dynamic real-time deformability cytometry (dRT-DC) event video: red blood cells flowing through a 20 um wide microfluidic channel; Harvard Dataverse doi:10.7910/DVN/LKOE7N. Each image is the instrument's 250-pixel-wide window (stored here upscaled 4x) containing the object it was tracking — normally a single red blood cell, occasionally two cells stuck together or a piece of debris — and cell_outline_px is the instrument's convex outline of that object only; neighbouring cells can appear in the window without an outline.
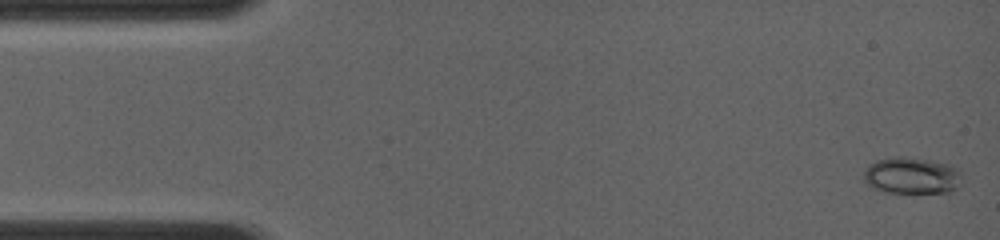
{"species": "common noctule bat (a hibernating species)", "species_latin": "Nyctalus noctula", "temperature_condition": "room temperature", "stored_images_in_passage": 34, "camera_frame_rate_fps": 4000, "um_per_image_px": 0.085, "animal": {"sex": "female", "body_mass_g": 19.0, "forearm_length_mm": 56.7}, "frame": {"image": 1, "passage_image": 1, "time_ms": 0.0, "image_size_px": [1000, 240], "cell_outline_px": [[960, 184], [952, 192], [884, 192], [872, 188], [864, 180], [864, 168], [868, 164], [876, 160], [896, 156], [904, 156], [928, 160], [948, 164], [956, 168], [960, 172]], "centroid_in_image_um": [77.46, 14.92], "position_along_channel_um": 7.5, "area_um2": 20.98}}
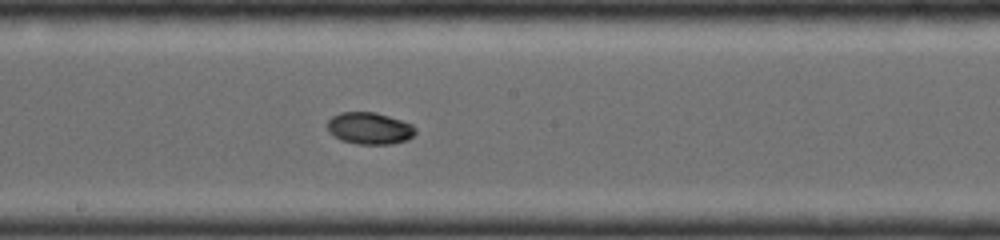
{"frame": {"image": 2, "passage_image": 18, "time_ms": 7.5, "image_size_px": [1000, 240], "cell_outline_px": [[416, 132], [408, 140], [392, 144], [356, 144], [340, 140], [328, 132], [328, 120], [332, 116], [340, 112], [376, 112], [412, 124], [416, 128]], "centroid_in_image_um": [31.4, 10.91], "position_along_channel_um": 216.8, "area_um2": 16.47}}
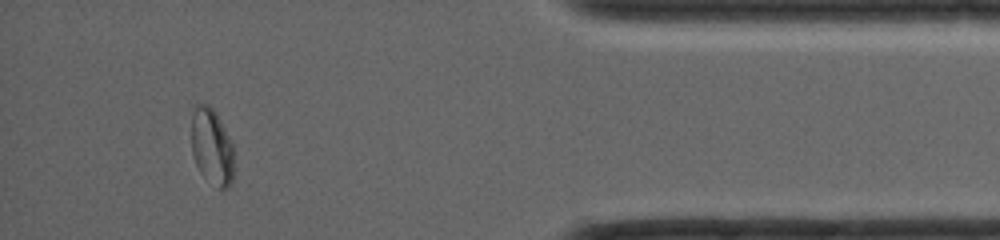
{"frame": {"image": 3, "passage_image": 30, "time_ms": 12.75, "image_size_px": [1000, 240], "cell_outline_px": [[232, 184], [228, 188], [216, 188], [200, 172], [196, 164], [192, 152], [192, 116], [196, 104], [208, 104], [216, 112], [232, 144]], "centroid_in_image_um": [17.99, 12.48], "position_along_channel_um": 417.2, "area_um2": 18.67}}